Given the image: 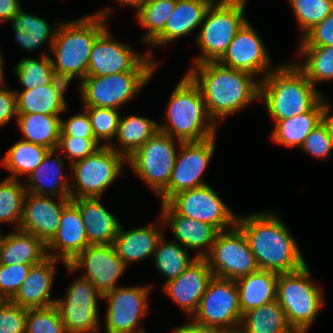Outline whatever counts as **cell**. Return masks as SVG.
Returning <instances> with one entry per match:
<instances>
[{
  "instance_id": "6da1fadb",
  "label": "cell",
  "mask_w": 333,
  "mask_h": 333,
  "mask_svg": "<svg viewBox=\"0 0 333 333\" xmlns=\"http://www.w3.org/2000/svg\"><path fill=\"white\" fill-rule=\"evenodd\" d=\"M187 75L199 87L213 121L260 99V82L253 81L254 75L223 66L218 61L195 64Z\"/></svg>"
},
{
  "instance_id": "7a4b0ae2",
  "label": "cell",
  "mask_w": 333,
  "mask_h": 333,
  "mask_svg": "<svg viewBox=\"0 0 333 333\" xmlns=\"http://www.w3.org/2000/svg\"><path fill=\"white\" fill-rule=\"evenodd\" d=\"M236 225L246 236L260 270L280 274L306 265L288 228L273 213L237 217Z\"/></svg>"
},
{
  "instance_id": "3957f363",
  "label": "cell",
  "mask_w": 333,
  "mask_h": 333,
  "mask_svg": "<svg viewBox=\"0 0 333 333\" xmlns=\"http://www.w3.org/2000/svg\"><path fill=\"white\" fill-rule=\"evenodd\" d=\"M295 63L273 69L260 81L270 117L276 123L312 110L323 97Z\"/></svg>"
},
{
  "instance_id": "277c9868",
  "label": "cell",
  "mask_w": 333,
  "mask_h": 333,
  "mask_svg": "<svg viewBox=\"0 0 333 333\" xmlns=\"http://www.w3.org/2000/svg\"><path fill=\"white\" fill-rule=\"evenodd\" d=\"M166 114L169 125H159V131L177 138L178 143L202 141L216 135V126L200 89L187 74L176 85Z\"/></svg>"
},
{
  "instance_id": "5b68a950",
  "label": "cell",
  "mask_w": 333,
  "mask_h": 333,
  "mask_svg": "<svg viewBox=\"0 0 333 333\" xmlns=\"http://www.w3.org/2000/svg\"><path fill=\"white\" fill-rule=\"evenodd\" d=\"M108 15L106 9L77 21L60 23L51 47L56 59H51L53 68L83 80L94 41L106 29Z\"/></svg>"
},
{
  "instance_id": "8992f818",
  "label": "cell",
  "mask_w": 333,
  "mask_h": 333,
  "mask_svg": "<svg viewBox=\"0 0 333 333\" xmlns=\"http://www.w3.org/2000/svg\"><path fill=\"white\" fill-rule=\"evenodd\" d=\"M247 0L213 1L206 11L196 43L201 55L194 59L195 64L218 61L238 30L247 21L244 15Z\"/></svg>"
},
{
  "instance_id": "52a82bcc",
  "label": "cell",
  "mask_w": 333,
  "mask_h": 333,
  "mask_svg": "<svg viewBox=\"0 0 333 333\" xmlns=\"http://www.w3.org/2000/svg\"><path fill=\"white\" fill-rule=\"evenodd\" d=\"M307 264L301 269L280 273L277 301L285 312L289 326L307 331L323 305L322 291L312 282Z\"/></svg>"
},
{
  "instance_id": "ba28073f",
  "label": "cell",
  "mask_w": 333,
  "mask_h": 333,
  "mask_svg": "<svg viewBox=\"0 0 333 333\" xmlns=\"http://www.w3.org/2000/svg\"><path fill=\"white\" fill-rule=\"evenodd\" d=\"M192 318L223 333H237L242 313L235 280L213 276Z\"/></svg>"
},
{
  "instance_id": "9c48e42d",
  "label": "cell",
  "mask_w": 333,
  "mask_h": 333,
  "mask_svg": "<svg viewBox=\"0 0 333 333\" xmlns=\"http://www.w3.org/2000/svg\"><path fill=\"white\" fill-rule=\"evenodd\" d=\"M205 259L219 278L237 280L259 270L249 242L237 225L217 233Z\"/></svg>"
},
{
  "instance_id": "30bf717a",
  "label": "cell",
  "mask_w": 333,
  "mask_h": 333,
  "mask_svg": "<svg viewBox=\"0 0 333 333\" xmlns=\"http://www.w3.org/2000/svg\"><path fill=\"white\" fill-rule=\"evenodd\" d=\"M153 71H129L107 76H86L81 81L84 107L118 110L151 78Z\"/></svg>"
},
{
  "instance_id": "8fae6325",
  "label": "cell",
  "mask_w": 333,
  "mask_h": 333,
  "mask_svg": "<svg viewBox=\"0 0 333 333\" xmlns=\"http://www.w3.org/2000/svg\"><path fill=\"white\" fill-rule=\"evenodd\" d=\"M174 138L158 131L139 147L127 162L139 177L149 184L157 195L168 186L177 152Z\"/></svg>"
},
{
  "instance_id": "7c38bea8",
  "label": "cell",
  "mask_w": 333,
  "mask_h": 333,
  "mask_svg": "<svg viewBox=\"0 0 333 333\" xmlns=\"http://www.w3.org/2000/svg\"><path fill=\"white\" fill-rule=\"evenodd\" d=\"M113 147L110 142L104 144L85 159L71 164L77 190V196L71 198L101 197L121 172L124 161H127V158Z\"/></svg>"
},
{
  "instance_id": "4fadbf2b",
  "label": "cell",
  "mask_w": 333,
  "mask_h": 333,
  "mask_svg": "<svg viewBox=\"0 0 333 333\" xmlns=\"http://www.w3.org/2000/svg\"><path fill=\"white\" fill-rule=\"evenodd\" d=\"M176 144H179L180 154H177L167 188L159 195L162 203H167L177 193L207 185L201 177L214 153L215 136Z\"/></svg>"
},
{
  "instance_id": "5bb4252c",
  "label": "cell",
  "mask_w": 333,
  "mask_h": 333,
  "mask_svg": "<svg viewBox=\"0 0 333 333\" xmlns=\"http://www.w3.org/2000/svg\"><path fill=\"white\" fill-rule=\"evenodd\" d=\"M156 61L141 57L130 46L113 40L107 28L96 38L90 53L87 76H107L129 71H154Z\"/></svg>"
},
{
  "instance_id": "9a60e30c",
  "label": "cell",
  "mask_w": 333,
  "mask_h": 333,
  "mask_svg": "<svg viewBox=\"0 0 333 333\" xmlns=\"http://www.w3.org/2000/svg\"><path fill=\"white\" fill-rule=\"evenodd\" d=\"M98 298L102 299L103 294L91 281L81 277L69 286L64 299L56 300L55 305L67 333H89L98 330Z\"/></svg>"
},
{
  "instance_id": "2e32d148",
  "label": "cell",
  "mask_w": 333,
  "mask_h": 333,
  "mask_svg": "<svg viewBox=\"0 0 333 333\" xmlns=\"http://www.w3.org/2000/svg\"><path fill=\"white\" fill-rule=\"evenodd\" d=\"M168 203L179 214L211 224L218 231L231 229L236 225L237 215L208 184L177 193Z\"/></svg>"
},
{
  "instance_id": "e0dca14e",
  "label": "cell",
  "mask_w": 333,
  "mask_h": 333,
  "mask_svg": "<svg viewBox=\"0 0 333 333\" xmlns=\"http://www.w3.org/2000/svg\"><path fill=\"white\" fill-rule=\"evenodd\" d=\"M149 293L150 287L136 286L117 287L103 294V298L109 302L105 315L106 333L143 331L142 328L138 329L137 321L146 313Z\"/></svg>"
},
{
  "instance_id": "ac0fdd59",
  "label": "cell",
  "mask_w": 333,
  "mask_h": 333,
  "mask_svg": "<svg viewBox=\"0 0 333 333\" xmlns=\"http://www.w3.org/2000/svg\"><path fill=\"white\" fill-rule=\"evenodd\" d=\"M65 267L70 272L86 268L83 278L88 279L102 293L117 288L116 280L125 270L113 244H90Z\"/></svg>"
},
{
  "instance_id": "d6986e66",
  "label": "cell",
  "mask_w": 333,
  "mask_h": 333,
  "mask_svg": "<svg viewBox=\"0 0 333 333\" xmlns=\"http://www.w3.org/2000/svg\"><path fill=\"white\" fill-rule=\"evenodd\" d=\"M218 62L223 66L252 75L264 72L266 74L263 77L272 71L269 68L271 63L267 50L248 21L238 30Z\"/></svg>"
},
{
  "instance_id": "ffe728a7",
  "label": "cell",
  "mask_w": 333,
  "mask_h": 333,
  "mask_svg": "<svg viewBox=\"0 0 333 333\" xmlns=\"http://www.w3.org/2000/svg\"><path fill=\"white\" fill-rule=\"evenodd\" d=\"M52 196H39L26 192L22 220L18 230L33 234L46 245L56 235L63 209L71 198H60L56 203Z\"/></svg>"
},
{
  "instance_id": "44dd1931",
  "label": "cell",
  "mask_w": 333,
  "mask_h": 333,
  "mask_svg": "<svg viewBox=\"0 0 333 333\" xmlns=\"http://www.w3.org/2000/svg\"><path fill=\"white\" fill-rule=\"evenodd\" d=\"M213 276L206 259L195 258L177 278L166 282L164 290L188 315L193 316Z\"/></svg>"
},
{
  "instance_id": "7402d4cb",
  "label": "cell",
  "mask_w": 333,
  "mask_h": 333,
  "mask_svg": "<svg viewBox=\"0 0 333 333\" xmlns=\"http://www.w3.org/2000/svg\"><path fill=\"white\" fill-rule=\"evenodd\" d=\"M161 215L163 222L169 224L174 237L183 247L197 250L207 247L208 251L199 250L195 258H205L208 255L219 232L214 226L179 214L168 202L162 203Z\"/></svg>"
},
{
  "instance_id": "603a6c76",
  "label": "cell",
  "mask_w": 333,
  "mask_h": 333,
  "mask_svg": "<svg viewBox=\"0 0 333 333\" xmlns=\"http://www.w3.org/2000/svg\"><path fill=\"white\" fill-rule=\"evenodd\" d=\"M88 245L85 226L82 222L79 209L70 202L64 209L60 218V225L56 235L47 244L48 249L61 250L60 254H48V257L62 259L63 264L70 263Z\"/></svg>"
},
{
  "instance_id": "cb8c5ba5",
  "label": "cell",
  "mask_w": 333,
  "mask_h": 333,
  "mask_svg": "<svg viewBox=\"0 0 333 333\" xmlns=\"http://www.w3.org/2000/svg\"><path fill=\"white\" fill-rule=\"evenodd\" d=\"M59 259L47 257L41 263L33 265L26 279L23 281L12 303L25 308H46L56 304L50 299V289L54 277V265Z\"/></svg>"
},
{
  "instance_id": "d4e9b609",
  "label": "cell",
  "mask_w": 333,
  "mask_h": 333,
  "mask_svg": "<svg viewBox=\"0 0 333 333\" xmlns=\"http://www.w3.org/2000/svg\"><path fill=\"white\" fill-rule=\"evenodd\" d=\"M79 209L89 244H113L120 223L99 202V197L71 198Z\"/></svg>"
},
{
  "instance_id": "484cf974",
  "label": "cell",
  "mask_w": 333,
  "mask_h": 333,
  "mask_svg": "<svg viewBox=\"0 0 333 333\" xmlns=\"http://www.w3.org/2000/svg\"><path fill=\"white\" fill-rule=\"evenodd\" d=\"M213 1L177 0L175 10L168 17L164 30L150 44L166 45L201 26L206 11Z\"/></svg>"
},
{
  "instance_id": "4316f807",
  "label": "cell",
  "mask_w": 333,
  "mask_h": 333,
  "mask_svg": "<svg viewBox=\"0 0 333 333\" xmlns=\"http://www.w3.org/2000/svg\"><path fill=\"white\" fill-rule=\"evenodd\" d=\"M56 150H50L41 164L28 175V188L26 191L39 196L71 198L75 193L68 183L67 177L62 174L63 162L53 157ZM53 157V158H52ZM52 158V159H51Z\"/></svg>"
},
{
  "instance_id": "83f0119b",
  "label": "cell",
  "mask_w": 333,
  "mask_h": 333,
  "mask_svg": "<svg viewBox=\"0 0 333 333\" xmlns=\"http://www.w3.org/2000/svg\"><path fill=\"white\" fill-rule=\"evenodd\" d=\"M155 226L153 224L126 231L120 226L113 246L125 266H128L130 262H137L154 254L157 243L163 236Z\"/></svg>"
},
{
  "instance_id": "f1b7e54d",
  "label": "cell",
  "mask_w": 333,
  "mask_h": 333,
  "mask_svg": "<svg viewBox=\"0 0 333 333\" xmlns=\"http://www.w3.org/2000/svg\"><path fill=\"white\" fill-rule=\"evenodd\" d=\"M278 276L276 272L259 269L235 280L242 314L277 299Z\"/></svg>"
},
{
  "instance_id": "f546056e",
  "label": "cell",
  "mask_w": 333,
  "mask_h": 333,
  "mask_svg": "<svg viewBox=\"0 0 333 333\" xmlns=\"http://www.w3.org/2000/svg\"><path fill=\"white\" fill-rule=\"evenodd\" d=\"M48 257L47 245L37 236L16 230L4 236L0 264H38Z\"/></svg>"
},
{
  "instance_id": "4dcf8cb0",
  "label": "cell",
  "mask_w": 333,
  "mask_h": 333,
  "mask_svg": "<svg viewBox=\"0 0 333 333\" xmlns=\"http://www.w3.org/2000/svg\"><path fill=\"white\" fill-rule=\"evenodd\" d=\"M324 106L323 98L312 110L277 121L271 138L277 144L301 147L308 134L323 121Z\"/></svg>"
},
{
  "instance_id": "1f68e13d",
  "label": "cell",
  "mask_w": 333,
  "mask_h": 333,
  "mask_svg": "<svg viewBox=\"0 0 333 333\" xmlns=\"http://www.w3.org/2000/svg\"><path fill=\"white\" fill-rule=\"evenodd\" d=\"M292 331L284 310L275 300L242 314L237 333H291Z\"/></svg>"
},
{
  "instance_id": "d6a6232c",
  "label": "cell",
  "mask_w": 333,
  "mask_h": 333,
  "mask_svg": "<svg viewBox=\"0 0 333 333\" xmlns=\"http://www.w3.org/2000/svg\"><path fill=\"white\" fill-rule=\"evenodd\" d=\"M24 141L56 150L61 132V118L45 114H17Z\"/></svg>"
},
{
  "instance_id": "836d02e7",
  "label": "cell",
  "mask_w": 333,
  "mask_h": 333,
  "mask_svg": "<svg viewBox=\"0 0 333 333\" xmlns=\"http://www.w3.org/2000/svg\"><path fill=\"white\" fill-rule=\"evenodd\" d=\"M9 21H12L16 41L23 49L30 52L34 51L44 44L48 38H51L49 42L50 47H52L59 24L50 33V26L43 18L25 13L21 8Z\"/></svg>"
},
{
  "instance_id": "e575fe53",
  "label": "cell",
  "mask_w": 333,
  "mask_h": 333,
  "mask_svg": "<svg viewBox=\"0 0 333 333\" xmlns=\"http://www.w3.org/2000/svg\"><path fill=\"white\" fill-rule=\"evenodd\" d=\"M17 114H45L59 116L67 109L66 101L53 90L51 84L19 93L16 91Z\"/></svg>"
},
{
  "instance_id": "d590c367",
  "label": "cell",
  "mask_w": 333,
  "mask_h": 333,
  "mask_svg": "<svg viewBox=\"0 0 333 333\" xmlns=\"http://www.w3.org/2000/svg\"><path fill=\"white\" fill-rule=\"evenodd\" d=\"M158 131L159 125L149 118L133 115L123 118L120 116L116 137L121 148L120 150L114 148V150L128 158Z\"/></svg>"
},
{
  "instance_id": "8d00e7d4",
  "label": "cell",
  "mask_w": 333,
  "mask_h": 333,
  "mask_svg": "<svg viewBox=\"0 0 333 333\" xmlns=\"http://www.w3.org/2000/svg\"><path fill=\"white\" fill-rule=\"evenodd\" d=\"M50 149L21 140L7 151L2 165L12 173L10 178L32 173L43 161Z\"/></svg>"
},
{
  "instance_id": "74e56055",
  "label": "cell",
  "mask_w": 333,
  "mask_h": 333,
  "mask_svg": "<svg viewBox=\"0 0 333 333\" xmlns=\"http://www.w3.org/2000/svg\"><path fill=\"white\" fill-rule=\"evenodd\" d=\"M306 56L303 64H295L315 86L321 81L333 80V46H300Z\"/></svg>"
},
{
  "instance_id": "f35d334b",
  "label": "cell",
  "mask_w": 333,
  "mask_h": 333,
  "mask_svg": "<svg viewBox=\"0 0 333 333\" xmlns=\"http://www.w3.org/2000/svg\"><path fill=\"white\" fill-rule=\"evenodd\" d=\"M163 236L157 243L154 251V262L157 269L167 277L169 282L177 278L195 260L191 259L186 248L181 244L163 241Z\"/></svg>"
},
{
  "instance_id": "ab89813d",
  "label": "cell",
  "mask_w": 333,
  "mask_h": 333,
  "mask_svg": "<svg viewBox=\"0 0 333 333\" xmlns=\"http://www.w3.org/2000/svg\"><path fill=\"white\" fill-rule=\"evenodd\" d=\"M177 0H148L136 13L138 21L147 28L142 41L151 43L163 30L168 17L174 12Z\"/></svg>"
},
{
  "instance_id": "60d3db41",
  "label": "cell",
  "mask_w": 333,
  "mask_h": 333,
  "mask_svg": "<svg viewBox=\"0 0 333 333\" xmlns=\"http://www.w3.org/2000/svg\"><path fill=\"white\" fill-rule=\"evenodd\" d=\"M26 187L17 179L7 177L0 183V222L16 223L18 230L23 214Z\"/></svg>"
},
{
  "instance_id": "b9f144b4",
  "label": "cell",
  "mask_w": 333,
  "mask_h": 333,
  "mask_svg": "<svg viewBox=\"0 0 333 333\" xmlns=\"http://www.w3.org/2000/svg\"><path fill=\"white\" fill-rule=\"evenodd\" d=\"M52 69L51 57L43 54L40 61L33 58H24L19 61L15 74L25 87L24 91H27L49 84Z\"/></svg>"
},
{
  "instance_id": "7bdbcfd3",
  "label": "cell",
  "mask_w": 333,
  "mask_h": 333,
  "mask_svg": "<svg viewBox=\"0 0 333 333\" xmlns=\"http://www.w3.org/2000/svg\"><path fill=\"white\" fill-rule=\"evenodd\" d=\"M304 34L333 12V0H289Z\"/></svg>"
},
{
  "instance_id": "ee69618b",
  "label": "cell",
  "mask_w": 333,
  "mask_h": 333,
  "mask_svg": "<svg viewBox=\"0 0 333 333\" xmlns=\"http://www.w3.org/2000/svg\"><path fill=\"white\" fill-rule=\"evenodd\" d=\"M25 333H67L56 305L27 309Z\"/></svg>"
},
{
  "instance_id": "f6af8a7d",
  "label": "cell",
  "mask_w": 333,
  "mask_h": 333,
  "mask_svg": "<svg viewBox=\"0 0 333 333\" xmlns=\"http://www.w3.org/2000/svg\"><path fill=\"white\" fill-rule=\"evenodd\" d=\"M87 112L95 139L108 140L114 138L118 132L120 115L112 108L84 107Z\"/></svg>"
},
{
  "instance_id": "bcb514c9",
  "label": "cell",
  "mask_w": 333,
  "mask_h": 333,
  "mask_svg": "<svg viewBox=\"0 0 333 333\" xmlns=\"http://www.w3.org/2000/svg\"><path fill=\"white\" fill-rule=\"evenodd\" d=\"M36 264H0V300H11Z\"/></svg>"
},
{
  "instance_id": "7dc6e473",
  "label": "cell",
  "mask_w": 333,
  "mask_h": 333,
  "mask_svg": "<svg viewBox=\"0 0 333 333\" xmlns=\"http://www.w3.org/2000/svg\"><path fill=\"white\" fill-rule=\"evenodd\" d=\"M102 145L95 138H81L69 135H60L59 143L56 150H63L71 163H75L87 156L93 154Z\"/></svg>"
},
{
  "instance_id": "c3c4849f",
  "label": "cell",
  "mask_w": 333,
  "mask_h": 333,
  "mask_svg": "<svg viewBox=\"0 0 333 333\" xmlns=\"http://www.w3.org/2000/svg\"><path fill=\"white\" fill-rule=\"evenodd\" d=\"M27 309L0 300V333H25Z\"/></svg>"
},
{
  "instance_id": "681fc988",
  "label": "cell",
  "mask_w": 333,
  "mask_h": 333,
  "mask_svg": "<svg viewBox=\"0 0 333 333\" xmlns=\"http://www.w3.org/2000/svg\"><path fill=\"white\" fill-rule=\"evenodd\" d=\"M300 148L318 158L329 156L333 149V141L324 121L308 134Z\"/></svg>"
},
{
  "instance_id": "f907efd6",
  "label": "cell",
  "mask_w": 333,
  "mask_h": 333,
  "mask_svg": "<svg viewBox=\"0 0 333 333\" xmlns=\"http://www.w3.org/2000/svg\"><path fill=\"white\" fill-rule=\"evenodd\" d=\"M300 46H333V12L307 31Z\"/></svg>"
},
{
  "instance_id": "816d5d0a",
  "label": "cell",
  "mask_w": 333,
  "mask_h": 333,
  "mask_svg": "<svg viewBox=\"0 0 333 333\" xmlns=\"http://www.w3.org/2000/svg\"><path fill=\"white\" fill-rule=\"evenodd\" d=\"M60 135H69L81 138H95L92 125L87 112L78 113L67 121L61 119Z\"/></svg>"
},
{
  "instance_id": "f5cc1de1",
  "label": "cell",
  "mask_w": 333,
  "mask_h": 333,
  "mask_svg": "<svg viewBox=\"0 0 333 333\" xmlns=\"http://www.w3.org/2000/svg\"><path fill=\"white\" fill-rule=\"evenodd\" d=\"M13 115L17 117L16 91L0 88V126L9 123Z\"/></svg>"
},
{
  "instance_id": "db71d44e",
  "label": "cell",
  "mask_w": 333,
  "mask_h": 333,
  "mask_svg": "<svg viewBox=\"0 0 333 333\" xmlns=\"http://www.w3.org/2000/svg\"><path fill=\"white\" fill-rule=\"evenodd\" d=\"M72 74L59 71L56 69L51 70L50 84L53 90L65 101L64 92L69 85V82L74 78Z\"/></svg>"
},
{
  "instance_id": "11a10c76",
  "label": "cell",
  "mask_w": 333,
  "mask_h": 333,
  "mask_svg": "<svg viewBox=\"0 0 333 333\" xmlns=\"http://www.w3.org/2000/svg\"><path fill=\"white\" fill-rule=\"evenodd\" d=\"M173 333H223V332L215 328L209 327L205 324L199 323L191 317V321L189 324L177 327L173 331Z\"/></svg>"
},
{
  "instance_id": "9f6ffc18",
  "label": "cell",
  "mask_w": 333,
  "mask_h": 333,
  "mask_svg": "<svg viewBox=\"0 0 333 333\" xmlns=\"http://www.w3.org/2000/svg\"><path fill=\"white\" fill-rule=\"evenodd\" d=\"M21 8L18 0H0V22L9 20Z\"/></svg>"
},
{
  "instance_id": "6f0895ef",
  "label": "cell",
  "mask_w": 333,
  "mask_h": 333,
  "mask_svg": "<svg viewBox=\"0 0 333 333\" xmlns=\"http://www.w3.org/2000/svg\"><path fill=\"white\" fill-rule=\"evenodd\" d=\"M330 105L325 103L324 112H323V121L328 127L330 137L333 141V114H329Z\"/></svg>"
},
{
  "instance_id": "680465c9",
  "label": "cell",
  "mask_w": 333,
  "mask_h": 333,
  "mask_svg": "<svg viewBox=\"0 0 333 333\" xmlns=\"http://www.w3.org/2000/svg\"><path fill=\"white\" fill-rule=\"evenodd\" d=\"M124 5H130L135 8L137 12L147 3L148 0H117Z\"/></svg>"
},
{
  "instance_id": "91938a15",
  "label": "cell",
  "mask_w": 333,
  "mask_h": 333,
  "mask_svg": "<svg viewBox=\"0 0 333 333\" xmlns=\"http://www.w3.org/2000/svg\"><path fill=\"white\" fill-rule=\"evenodd\" d=\"M2 54L0 53V88H3L2 85L4 84V73H3V68H2V65H3V62H2Z\"/></svg>"
},
{
  "instance_id": "94428289",
  "label": "cell",
  "mask_w": 333,
  "mask_h": 333,
  "mask_svg": "<svg viewBox=\"0 0 333 333\" xmlns=\"http://www.w3.org/2000/svg\"><path fill=\"white\" fill-rule=\"evenodd\" d=\"M3 239H4V236L0 233V249H1V245H2Z\"/></svg>"
},
{
  "instance_id": "6125c7cd",
  "label": "cell",
  "mask_w": 333,
  "mask_h": 333,
  "mask_svg": "<svg viewBox=\"0 0 333 333\" xmlns=\"http://www.w3.org/2000/svg\"><path fill=\"white\" fill-rule=\"evenodd\" d=\"M307 331H296V330H293L291 333H306Z\"/></svg>"
},
{
  "instance_id": "be15d7a7",
  "label": "cell",
  "mask_w": 333,
  "mask_h": 333,
  "mask_svg": "<svg viewBox=\"0 0 333 333\" xmlns=\"http://www.w3.org/2000/svg\"><path fill=\"white\" fill-rule=\"evenodd\" d=\"M136 333H146L144 330L143 331H140V332H136Z\"/></svg>"
}]
</instances>
